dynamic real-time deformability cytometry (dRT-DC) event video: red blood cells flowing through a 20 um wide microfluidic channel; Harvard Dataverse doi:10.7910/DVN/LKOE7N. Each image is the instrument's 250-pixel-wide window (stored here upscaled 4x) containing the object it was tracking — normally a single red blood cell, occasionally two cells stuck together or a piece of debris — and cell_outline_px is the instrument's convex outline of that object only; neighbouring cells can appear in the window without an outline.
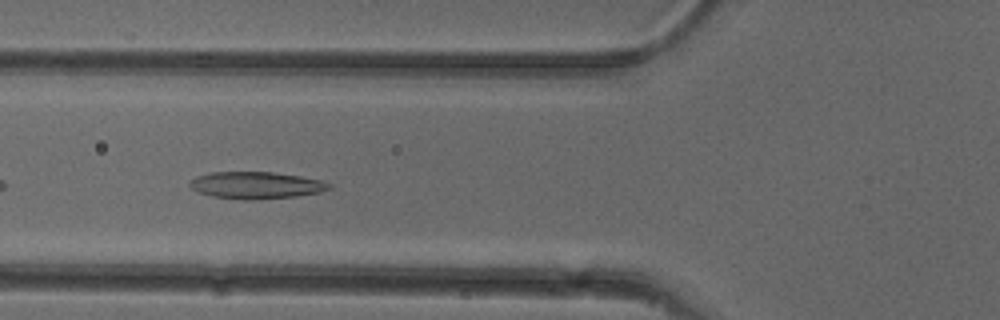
{"species": "common noctule bat (a hibernating species)", "species_latin": "Nyctalus noctula", "temperature_condition": "cold", "stored_images_in_passage": 30, "camera_frame_rate_fps": 3000, "um_per_image_px": 0.085, "animal": {"sex": "female"}, "frame": {"image": 1, "passage_image": 5, "time_ms": 1.333, "image_size_px": [1000, 320], "cell_outline_px": [[332, 188], [320, 192], [296, 196], [252, 200], [240, 200], [212, 196], [200, 192], [192, 188], [188, 184], [196, 176], [212, 172], [272, 172], [300, 176], [320, 180], [332, 184]], "centroid_in_image_um": [21.78, 15.75], "position_along_channel_um": 104.0, "area_um2": 21.85}}
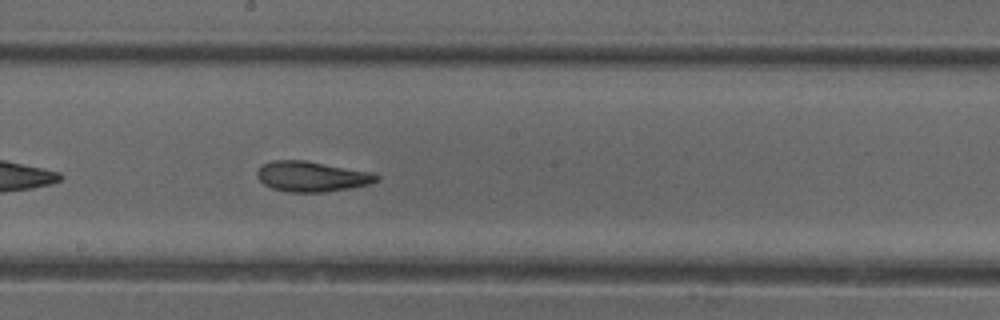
{"frame": {"image": 2, "passage_image": 14, "time_ms": 4.333, "image_size_px": [1000, 320], "cell_outline_px": [[380, 176], [376, 180], [368, 184], [348, 188], [324, 192], [288, 192], [272, 188], [264, 184], [256, 176], [256, 172], [264, 164], [272, 160], [304, 160], [372, 172]], "centroid_in_image_um": [26.47, 15.0], "position_along_channel_um": 221.7, "area_um2": 20.87}}
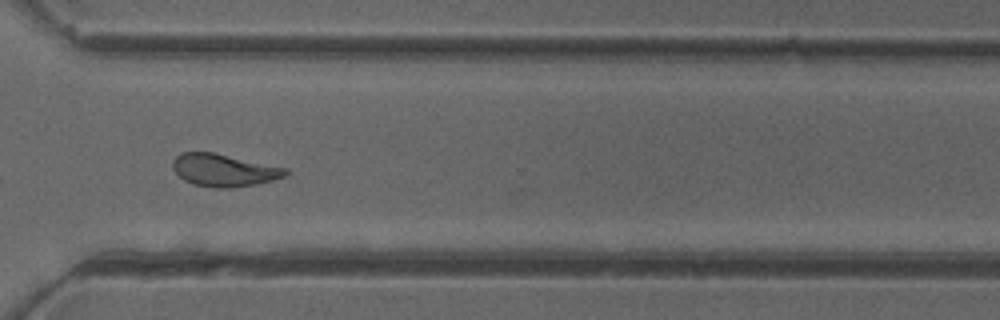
{"frame": {"image": 3, "passage_image": 24, "time_ms": 7.667, "image_size_px": [1000, 320], "cell_outline_px": [[288, 172], [284, 176], [272, 180], [256, 184], [228, 188], [216, 188], [192, 184], [184, 180], [172, 168], [172, 160], [180, 152], [212, 152], [288, 168]], "centroid_in_image_um": [19.0, 14.46], "position_along_channel_um": 351.6, "area_um2": 21.27}, "authors_computed_cell_mechanics": {"area_um2": 20.9236, "velocity_mm_per_s": 3.9098, "shape_relaxation_time_tau1_ms": 9.1572, "shape_relaxation_time_tau2_ms": 2.7003, "deformation_change_tau1": 0.2054, "deformation_change_tau2": 0.1037}}